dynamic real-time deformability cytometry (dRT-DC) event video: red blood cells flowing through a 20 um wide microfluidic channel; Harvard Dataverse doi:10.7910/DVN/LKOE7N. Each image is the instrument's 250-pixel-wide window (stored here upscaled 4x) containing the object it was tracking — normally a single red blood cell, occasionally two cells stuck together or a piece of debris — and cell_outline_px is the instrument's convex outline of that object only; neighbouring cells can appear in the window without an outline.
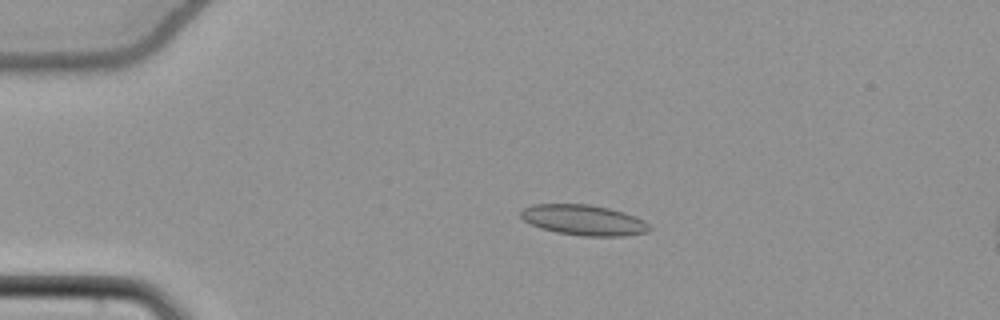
{"species": "common noctule bat (a hibernating species)", "species_latin": "Nyctalus noctula", "temperature_condition": "cold", "stored_images_in_passage": 17, "segment_of_instrument_passage": [1, 2], "camera_frame_rate_fps": 3000, "um_per_image_px": 0.085, "animal": {"sex": "female", "body_mass_g": 22.7, "forearm_length_mm": 54.2}, "frame": {"image": 1, "passage_image": 12, "time_ms": 3.667, "image_size_px": [1000, 320], "cell_outline_px": [[652, 228], [648, 232], [624, 236], [580, 236], [556, 232], [540, 228], [524, 220], [520, 216], [520, 212], [524, 208], [532, 204], [588, 204], [608, 208], [624, 212], [644, 220]], "centroid_in_image_um": [49.62, 18.71], "position_along_channel_um": 35.4, "area_um2": 22.89}}